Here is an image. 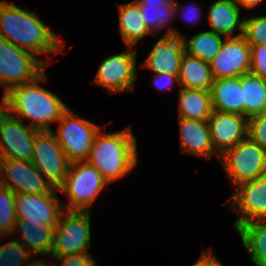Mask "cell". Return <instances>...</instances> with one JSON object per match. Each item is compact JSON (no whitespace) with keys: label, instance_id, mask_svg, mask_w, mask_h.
Instances as JSON below:
<instances>
[{"label":"cell","instance_id":"4fadbf2b","mask_svg":"<svg viewBox=\"0 0 266 266\" xmlns=\"http://www.w3.org/2000/svg\"><path fill=\"white\" fill-rule=\"evenodd\" d=\"M251 46L243 35L224 39L219 52L209 62L213 79L240 77L250 72Z\"/></svg>","mask_w":266,"mask_h":266},{"label":"cell","instance_id":"3957f363","mask_svg":"<svg viewBox=\"0 0 266 266\" xmlns=\"http://www.w3.org/2000/svg\"><path fill=\"white\" fill-rule=\"evenodd\" d=\"M110 184L130 173L138 164L137 138L126 127L122 131L97 133L86 160Z\"/></svg>","mask_w":266,"mask_h":266},{"label":"cell","instance_id":"d590c367","mask_svg":"<svg viewBox=\"0 0 266 266\" xmlns=\"http://www.w3.org/2000/svg\"><path fill=\"white\" fill-rule=\"evenodd\" d=\"M181 12H183L181 17L187 22H199V19L202 17V8L197 3L195 4V2L189 4V6H184Z\"/></svg>","mask_w":266,"mask_h":266},{"label":"cell","instance_id":"ab89813d","mask_svg":"<svg viewBox=\"0 0 266 266\" xmlns=\"http://www.w3.org/2000/svg\"><path fill=\"white\" fill-rule=\"evenodd\" d=\"M47 258H48L47 256H46V258H43V259H38V258L35 259L34 258L28 263L27 266H55L54 262H48Z\"/></svg>","mask_w":266,"mask_h":266},{"label":"cell","instance_id":"8992f818","mask_svg":"<svg viewBox=\"0 0 266 266\" xmlns=\"http://www.w3.org/2000/svg\"><path fill=\"white\" fill-rule=\"evenodd\" d=\"M219 161L232 188L266 174V151L249 137L226 150Z\"/></svg>","mask_w":266,"mask_h":266},{"label":"cell","instance_id":"1f68e13d","mask_svg":"<svg viewBox=\"0 0 266 266\" xmlns=\"http://www.w3.org/2000/svg\"><path fill=\"white\" fill-rule=\"evenodd\" d=\"M248 137L266 151V112L248 118Z\"/></svg>","mask_w":266,"mask_h":266},{"label":"cell","instance_id":"ffe728a7","mask_svg":"<svg viewBox=\"0 0 266 266\" xmlns=\"http://www.w3.org/2000/svg\"><path fill=\"white\" fill-rule=\"evenodd\" d=\"M55 227L47 226L41 222L17 220L12 235L16 232L21 233L22 239H15L22 243L33 256L39 254L42 257L46 255L50 257Z\"/></svg>","mask_w":266,"mask_h":266},{"label":"cell","instance_id":"836d02e7","mask_svg":"<svg viewBox=\"0 0 266 266\" xmlns=\"http://www.w3.org/2000/svg\"><path fill=\"white\" fill-rule=\"evenodd\" d=\"M250 58V72L266 79V46H251Z\"/></svg>","mask_w":266,"mask_h":266},{"label":"cell","instance_id":"2e32d148","mask_svg":"<svg viewBox=\"0 0 266 266\" xmlns=\"http://www.w3.org/2000/svg\"><path fill=\"white\" fill-rule=\"evenodd\" d=\"M208 124L214 150L220 156L248 137V117L244 115L213 110Z\"/></svg>","mask_w":266,"mask_h":266},{"label":"cell","instance_id":"30bf717a","mask_svg":"<svg viewBox=\"0 0 266 266\" xmlns=\"http://www.w3.org/2000/svg\"><path fill=\"white\" fill-rule=\"evenodd\" d=\"M128 50L102 60L95 76V84L102 86L110 94L134 92L137 80V51L128 46Z\"/></svg>","mask_w":266,"mask_h":266},{"label":"cell","instance_id":"5b68a950","mask_svg":"<svg viewBox=\"0 0 266 266\" xmlns=\"http://www.w3.org/2000/svg\"><path fill=\"white\" fill-rule=\"evenodd\" d=\"M49 63L48 59L41 60L34 53L0 37V85L4 89L3 95L15 86L35 80Z\"/></svg>","mask_w":266,"mask_h":266},{"label":"cell","instance_id":"d4e9b609","mask_svg":"<svg viewBox=\"0 0 266 266\" xmlns=\"http://www.w3.org/2000/svg\"><path fill=\"white\" fill-rule=\"evenodd\" d=\"M241 243L255 266H266V220L240 225L236 229Z\"/></svg>","mask_w":266,"mask_h":266},{"label":"cell","instance_id":"4dcf8cb0","mask_svg":"<svg viewBox=\"0 0 266 266\" xmlns=\"http://www.w3.org/2000/svg\"><path fill=\"white\" fill-rule=\"evenodd\" d=\"M244 18L243 36L250 46H266V15Z\"/></svg>","mask_w":266,"mask_h":266},{"label":"cell","instance_id":"cb8c5ba5","mask_svg":"<svg viewBox=\"0 0 266 266\" xmlns=\"http://www.w3.org/2000/svg\"><path fill=\"white\" fill-rule=\"evenodd\" d=\"M180 86L210 91L214 82L210 65L199 58L184 54L178 74Z\"/></svg>","mask_w":266,"mask_h":266},{"label":"cell","instance_id":"74e56055","mask_svg":"<svg viewBox=\"0 0 266 266\" xmlns=\"http://www.w3.org/2000/svg\"><path fill=\"white\" fill-rule=\"evenodd\" d=\"M138 5L162 7L170 4L173 0H134Z\"/></svg>","mask_w":266,"mask_h":266},{"label":"cell","instance_id":"7a4b0ae2","mask_svg":"<svg viewBox=\"0 0 266 266\" xmlns=\"http://www.w3.org/2000/svg\"><path fill=\"white\" fill-rule=\"evenodd\" d=\"M35 12L0 1V37L18 48L39 54L59 53L64 44Z\"/></svg>","mask_w":266,"mask_h":266},{"label":"cell","instance_id":"ba28073f","mask_svg":"<svg viewBox=\"0 0 266 266\" xmlns=\"http://www.w3.org/2000/svg\"><path fill=\"white\" fill-rule=\"evenodd\" d=\"M90 211H65L54 231L50 255L87 253L91 247Z\"/></svg>","mask_w":266,"mask_h":266},{"label":"cell","instance_id":"9a60e30c","mask_svg":"<svg viewBox=\"0 0 266 266\" xmlns=\"http://www.w3.org/2000/svg\"><path fill=\"white\" fill-rule=\"evenodd\" d=\"M2 185L15 194H49L55 188L31 161L3 159Z\"/></svg>","mask_w":266,"mask_h":266},{"label":"cell","instance_id":"f35d334b","mask_svg":"<svg viewBox=\"0 0 266 266\" xmlns=\"http://www.w3.org/2000/svg\"><path fill=\"white\" fill-rule=\"evenodd\" d=\"M264 0H235V2L239 5L240 8L244 7V9L252 10L253 8H256L261 3H263Z\"/></svg>","mask_w":266,"mask_h":266},{"label":"cell","instance_id":"7402d4cb","mask_svg":"<svg viewBox=\"0 0 266 266\" xmlns=\"http://www.w3.org/2000/svg\"><path fill=\"white\" fill-rule=\"evenodd\" d=\"M119 10V33L124 44L131 47L152 34L144 24L139 5L132 0L125 4L117 5Z\"/></svg>","mask_w":266,"mask_h":266},{"label":"cell","instance_id":"484cf974","mask_svg":"<svg viewBox=\"0 0 266 266\" xmlns=\"http://www.w3.org/2000/svg\"><path fill=\"white\" fill-rule=\"evenodd\" d=\"M179 3L177 0H173L170 4L162 7H153L148 5H139L141 18L148 30L152 33V36L157 37L158 33L168 28L166 33L173 34L176 37L182 38L183 35L173 27H168L169 21H174V18L179 15ZM157 33V34H156Z\"/></svg>","mask_w":266,"mask_h":266},{"label":"cell","instance_id":"83f0119b","mask_svg":"<svg viewBox=\"0 0 266 266\" xmlns=\"http://www.w3.org/2000/svg\"><path fill=\"white\" fill-rule=\"evenodd\" d=\"M182 41L186 54L209 63L219 52L224 39L208 30L196 33L191 39L183 36Z\"/></svg>","mask_w":266,"mask_h":266},{"label":"cell","instance_id":"603a6c76","mask_svg":"<svg viewBox=\"0 0 266 266\" xmlns=\"http://www.w3.org/2000/svg\"><path fill=\"white\" fill-rule=\"evenodd\" d=\"M178 92V118L208 121L213 112L210 91L181 87Z\"/></svg>","mask_w":266,"mask_h":266},{"label":"cell","instance_id":"b9f144b4","mask_svg":"<svg viewBox=\"0 0 266 266\" xmlns=\"http://www.w3.org/2000/svg\"><path fill=\"white\" fill-rule=\"evenodd\" d=\"M0 237H6L0 230Z\"/></svg>","mask_w":266,"mask_h":266},{"label":"cell","instance_id":"7c38bea8","mask_svg":"<svg viewBox=\"0 0 266 266\" xmlns=\"http://www.w3.org/2000/svg\"><path fill=\"white\" fill-rule=\"evenodd\" d=\"M227 202L238 217L234 229L245 223L266 220V174L235 187Z\"/></svg>","mask_w":266,"mask_h":266},{"label":"cell","instance_id":"4316f807","mask_svg":"<svg viewBox=\"0 0 266 266\" xmlns=\"http://www.w3.org/2000/svg\"><path fill=\"white\" fill-rule=\"evenodd\" d=\"M243 88V115L251 117L266 112V79L245 73L241 76Z\"/></svg>","mask_w":266,"mask_h":266},{"label":"cell","instance_id":"60d3db41","mask_svg":"<svg viewBox=\"0 0 266 266\" xmlns=\"http://www.w3.org/2000/svg\"><path fill=\"white\" fill-rule=\"evenodd\" d=\"M2 163H3V158L2 155L0 154V187L2 186Z\"/></svg>","mask_w":266,"mask_h":266},{"label":"cell","instance_id":"52a82bcc","mask_svg":"<svg viewBox=\"0 0 266 266\" xmlns=\"http://www.w3.org/2000/svg\"><path fill=\"white\" fill-rule=\"evenodd\" d=\"M55 135L68 160L86 161L101 126L79 117L69 108L57 122Z\"/></svg>","mask_w":266,"mask_h":266},{"label":"cell","instance_id":"6da1fadb","mask_svg":"<svg viewBox=\"0 0 266 266\" xmlns=\"http://www.w3.org/2000/svg\"><path fill=\"white\" fill-rule=\"evenodd\" d=\"M46 70L35 80L11 88L2 97L1 106L13 116L31 120L29 126L38 131H52L69 107L56 94L40 85L47 80Z\"/></svg>","mask_w":266,"mask_h":266},{"label":"cell","instance_id":"e575fe53","mask_svg":"<svg viewBox=\"0 0 266 266\" xmlns=\"http://www.w3.org/2000/svg\"><path fill=\"white\" fill-rule=\"evenodd\" d=\"M153 84L156 89L164 92L167 89L172 88L171 86L176 82L180 86L178 74H154L153 75ZM164 90V91H163Z\"/></svg>","mask_w":266,"mask_h":266},{"label":"cell","instance_id":"277c9868","mask_svg":"<svg viewBox=\"0 0 266 266\" xmlns=\"http://www.w3.org/2000/svg\"><path fill=\"white\" fill-rule=\"evenodd\" d=\"M109 183L87 161L72 162L63 185L58 189L69 199L65 211L89 212L91 205Z\"/></svg>","mask_w":266,"mask_h":266},{"label":"cell","instance_id":"44dd1931","mask_svg":"<svg viewBox=\"0 0 266 266\" xmlns=\"http://www.w3.org/2000/svg\"><path fill=\"white\" fill-rule=\"evenodd\" d=\"M210 92L214 111L243 115L241 76L215 79Z\"/></svg>","mask_w":266,"mask_h":266},{"label":"cell","instance_id":"e0dca14e","mask_svg":"<svg viewBox=\"0 0 266 266\" xmlns=\"http://www.w3.org/2000/svg\"><path fill=\"white\" fill-rule=\"evenodd\" d=\"M184 54L182 38L165 33L154 44L141 67L155 72L154 74H179L180 63Z\"/></svg>","mask_w":266,"mask_h":266},{"label":"cell","instance_id":"ac0fdd59","mask_svg":"<svg viewBox=\"0 0 266 266\" xmlns=\"http://www.w3.org/2000/svg\"><path fill=\"white\" fill-rule=\"evenodd\" d=\"M180 125V153H186L202 159H220L214 150L208 121L178 118Z\"/></svg>","mask_w":266,"mask_h":266},{"label":"cell","instance_id":"d6986e66","mask_svg":"<svg viewBox=\"0 0 266 266\" xmlns=\"http://www.w3.org/2000/svg\"><path fill=\"white\" fill-rule=\"evenodd\" d=\"M240 15L241 9L235 0H216L208 10L210 31L225 38L243 35L244 18ZM236 30L239 34L234 35Z\"/></svg>","mask_w":266,"mask_h":266},{"label":"cell","instance_id":"f546056e","mask_svg":"<svg viewBox=\"0 0 266 266\" xmlns=\"http://www.w3.org/2000/svg\"><path fill=\"white\" fill-rule=\"evenodd\" d=\"M30 259L34 256L16 239H10L0 246V266H27Z\"/></svg>","mask_w":266,"mask_h":266},{"label":"cell","instance_id":"5bb4252c","mask_svg":"<svg viewBox=\"0 0 266 266\" xmlns=\"http://www.w3.org/2000/svg\"><path fill=\"white\" fill-rule=\"evenodd\" d=\"M58 189L49 194L22 193L15 195L17 220L41 222L56 226L65 212L64 204L58 197Z\"/></svg>","mask_w":266,"mask_h":266},{"label":"cell","instance_id":"8fae6325","mask_svg":"<svg viewBox=\"0 0 266 266\" xmlns=\"http://www.w3.org/2000/svg\"><path fill=\"white\" fill-rule=\"evenodd\" d=\"M31 163L55 189L63 185L71 164L52 131L36 135Z\"/></svg>","mask_w":266,"mask_h":266},{"label":"cell","instance_id":"9c48e42d","mask_svg":"<svg viewBox=\"0 0 266 266\" xmlns=\"http://www.w3.org/2000/svg\"><path fill=\"white\" fill-rule=\"evenodd\" d=\"M39 132L0 105V154L3 159L31 161Z\"/></svg>","mask_w":266,"mask_h":266},{"label":"cell","instance_id":"f1b7e54d","mask_svg":"<svg viewBox=\"0 0 266 266\" xmlns=\"http://www.w3.org/2000/svg\"><path fill=\"white\" fill-rule=\"evenodd\" d=\"M15 195L8 187H0V230L5 236L12 235L17 222Z\"/></svg>","mask_w":266,"mask_h":266},{"label":"cell","instance_id":"8d00e7d4","mask_svg":"<svg viewBox=\"0 0 266 266\" xmlns=\"http://www.w3.org/2000/svg\"><path fill=\"white\" fill-rule=\"evenodd\" d=\"M192 266H223L220 260L214 255L211 248L202 252L200 258Z\"/></svg>","mask_w":266,"mask_h":266},{"label":"cell","instance_id":"d6a6232c","mask_svg":"<svg viewBox=\"0 0 266 266\" xmlns=\"http://www.w3.org/2000/svg\"><path fill=\"white\" fill-rule=\"evenodd\" d=\"M57 266L58 262L60 266H97V262L89 252L81 254H71V255H51L50 256Z\"/></svg>","mask_w":266,"mask_h":266}]
</instances>
